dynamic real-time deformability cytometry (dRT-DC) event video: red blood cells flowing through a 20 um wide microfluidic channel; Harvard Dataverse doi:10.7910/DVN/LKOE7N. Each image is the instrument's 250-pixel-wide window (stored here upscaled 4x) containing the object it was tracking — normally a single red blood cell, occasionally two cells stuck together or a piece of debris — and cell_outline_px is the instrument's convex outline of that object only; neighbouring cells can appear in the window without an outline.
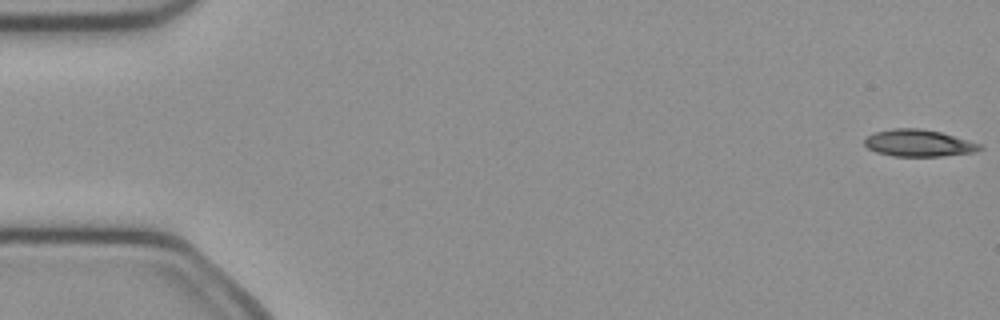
{"species": "common noctule bat (a hibernating species)", "species_latin": "Nyctalus noctula", "temperature_condition": "cold", "stored_images_in_passage": 51, "camera_frame_rate_fps": 3000, "um_per_image_px": 0.085, "animal": {"sex": "female", "body_mass_g": 21.9}, "frame": {"image": 1, "passage_image": 1, "time_ms": 0.0, "image_size_px": [1000, 320], "cell_outline_px": [[984, 148], [976, 152], [940, 156], [892, 156], [876, 152], [868, 148], [864, 144], [864, 140], [868, 136], [876, 132], [892, 128], [920, 128], [940, 132], [980, 144]], "centroid_in_image_um": [78.07, 12.17], "position_along_channel_um": 6.9, "area_um2": 17.98}}
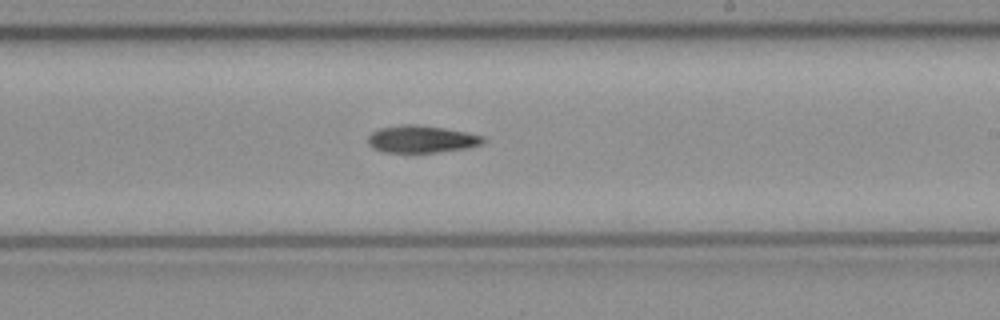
{"frame": {"image": 2, "passage_image": 30, "time_ms": 9.667, "image_size_px": [1000, 320], "cell_outline_px": [[484, 140], [480, 144], [468, 148], [436, 152], [380, 152], [372, 148], [368, 144], [368, 136], [372, 132], [380, 128], [404, 124], [416, 124], [444, 128], [468, 132], [484, 136]], "centroid_in_image_um": [35.8, 11.82], "position_along_channel_um": 253.2, "area_um2": 18.32}}
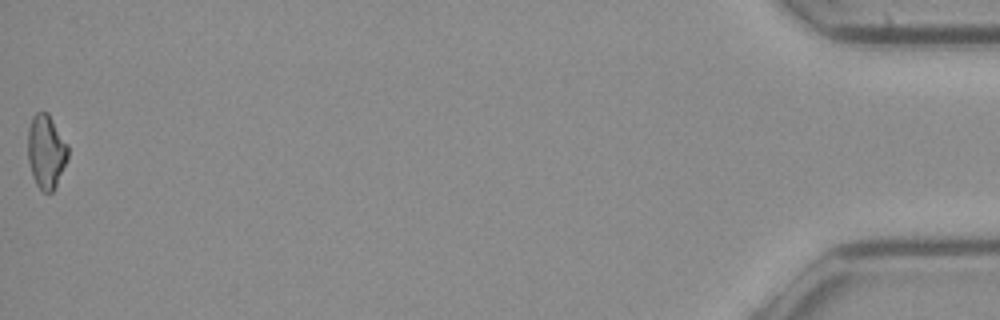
{"frame": {"image": 3, "passage_image": 51, "time_ms": 16.667, "image_size_px": [1000, 320], "cell_outline_px": [[68, 160], [52, 192], [44, 192], [36, 184], [32, 176], [28, 160], [28, 128], [32, 116], [36, 112], [48, 112], [68, 144]], "centroid_in_image_um": [3.92, 12.85], "position_along_channel_um": 431.3, "area_um2": 17.34}, "authors_computed_cell_mechanics": {"area_um2": 18.2648, "velocity_mm_per_s": 4.0369, "shape_relaxation_time_tau1_ms": 5.9948, "shape_relaxation_time_tau2_ms": null, "deformation_change_tau1": 0.1415, "deformation_change_tau2": null}}